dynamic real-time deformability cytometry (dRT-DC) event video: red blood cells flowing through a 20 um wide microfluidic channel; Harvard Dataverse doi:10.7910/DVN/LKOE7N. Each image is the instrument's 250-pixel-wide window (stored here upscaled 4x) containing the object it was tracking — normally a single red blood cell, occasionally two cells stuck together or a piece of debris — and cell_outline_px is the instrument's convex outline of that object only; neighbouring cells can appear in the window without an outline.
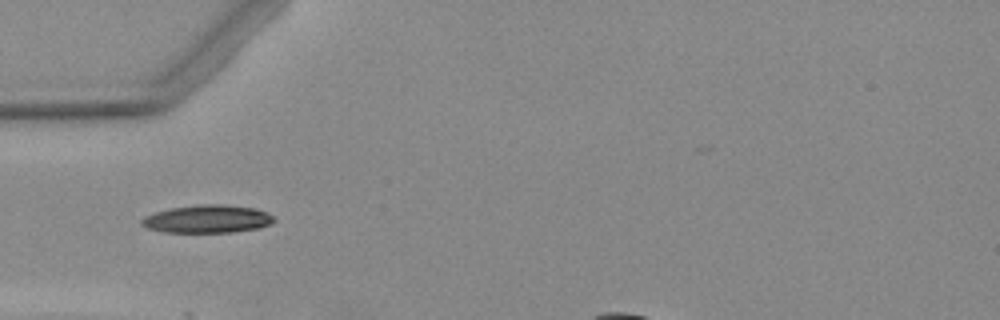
{"species": "Egyptian fruit bat (a non-hibernating species)", "species_latin": "Rousettus aegyptiacus", "temperature_condition": "warm", "stored_images_in_passage": 4, "camera_frame_rate_fps": 3000, "um_per_image_px": 0.085, "animal": {"sex": "female"}, "frame": {"image": 1, "passage_image": 2, "time_ms": 1.0, "image_size_px": [1000, 320], "cell_outline_px": [[276, 220], [272, 224], [260, 228], [232, 232], [164, 232], [148, 228], [140, 224], [140, 220], [144, 216], [168, 208], [200, 204], [224, 204], [252, 208], [268, 212]], "centroid_in_image_um": [17.63, 18.61], "position_along_channel_um": 67.4, "area_um2": 21.68}}
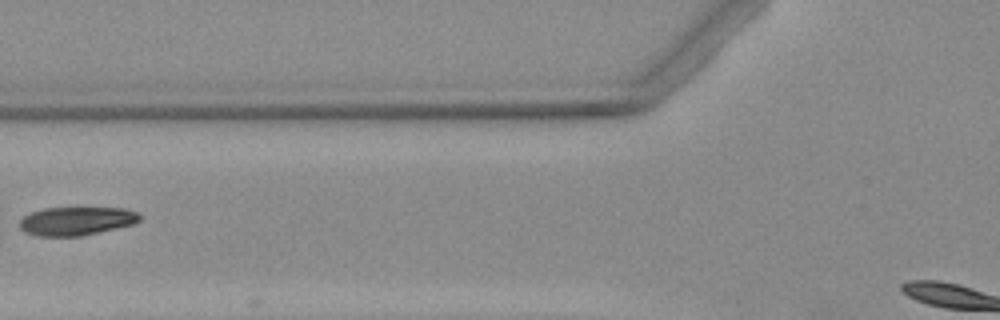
{"frame": {"image": 2, "passage_image": 3, "time_ms": 2.333, "image_size_px": [1000, 320], "cell_outline_px": [[140, 220], [132, 224], [116, 228], [80, 236], [36, 236], [24, 232], [20, 228], [20, 220], [24, 216], [32, 212], [44, 208], [124, 208], [136, 212], [140, 216]], "centroid_in_image_um": [6.46, 18.79], "position_along_channel_um": 119.3, "area_um2": 19.77}}
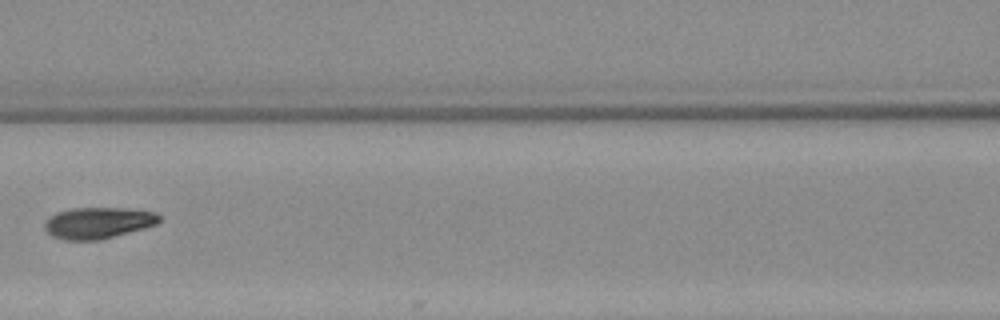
{"frame": {"image": 3, "passage_image": 4, "time_ms": 3.333, "image_size_px": [1000, 320], "cell_outline_px": [[160, 220], [156, 224], [144, 228], [100, 240], [64, 240], [52, 236], [44, 228], [44, 224], [56, 212], [72, 208], [120, 208], [152, 212], [160, 216]], "centroid_in_image_um": [8.31, 18.95], "position_along_channel_um": 158.3, "area_um2": 20.63}}